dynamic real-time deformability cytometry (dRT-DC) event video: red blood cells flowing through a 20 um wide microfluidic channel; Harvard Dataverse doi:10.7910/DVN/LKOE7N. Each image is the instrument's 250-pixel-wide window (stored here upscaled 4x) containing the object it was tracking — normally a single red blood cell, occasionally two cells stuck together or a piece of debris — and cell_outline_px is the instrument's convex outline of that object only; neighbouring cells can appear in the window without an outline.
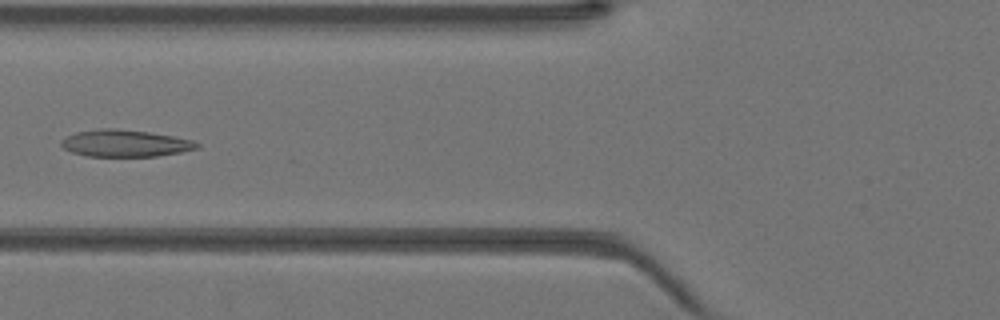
{"species": "Egyptian fruit bat (a non-hibernating species)", "species_latin": "Rousettus aegyptiacus", "temperature_condition": "warm", "stored_images_in_passage": 44, "camera_frame_rate_fps": 3000, "um_per_image_px": 0.085, "animal": {"sex": "female"}, "frame": {"image": 1, "passage_image": 18, "time_ms": 5.667, "image_size_px": [1000, 320], "cell_outline_px": [[200, 148], [180, 152], [156, 156], [84, 156], [72, 152], [64, 148], [60, 144], [60, 140], [76, 132], [96, 128], [116, 128], [148, 132], [172, 136], [192, 140], [200, 144]], "centroid_in_image_um": [10.61, 12.17], "position_along_channel_um": 115.2, "area_um2": 21.33}}
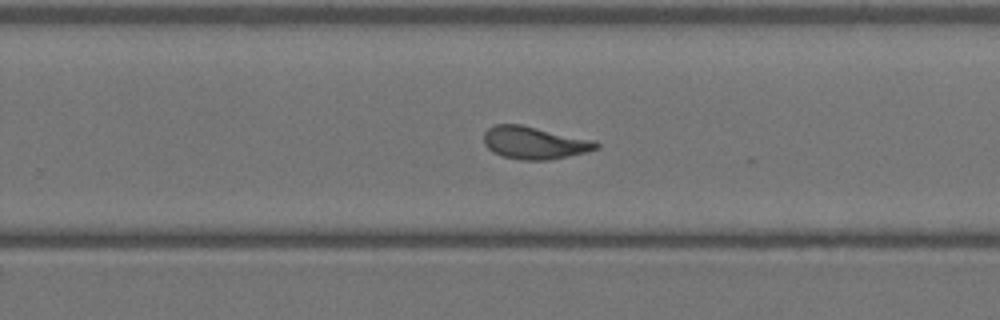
{"frame": {"image": 2, "passage_image": 29, "time_ms": 9.333, "image_size_px": [1000, 320], "cell_outline_px": [[600, 148], [588, 152], [548, 160], [520, 160], [504, 156], [492, 152], [484, 144], [484, 132], [488, 128], [496, 124], [520, 124], [596, 140], [600, 144]], "centroid_in_image_um": [45.46, 12.13], "position_along_channel_um": 284.3, "area_um2": 21.5}}
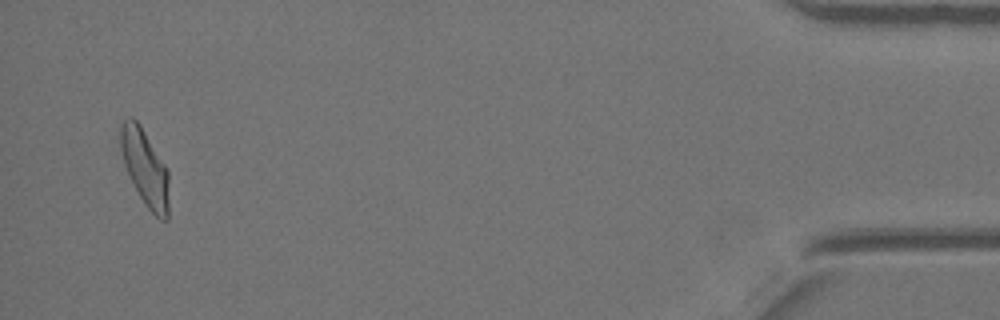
{"frame": {"image": 3, "passage_image": 43, "time_ms": 14.0, "image_size_px": [1000, 320], "cell_outline_px": [[168, 220], [160, 220], [144, 204], [124, 164], [120, 148], [120, 124], [128, 116], [132, 116], [140, 124], [168, 168]], "centroid_in_image_um": [12.33, 14.22], "position_along_channel_um": 422.9, "area_um2": 21.56}}